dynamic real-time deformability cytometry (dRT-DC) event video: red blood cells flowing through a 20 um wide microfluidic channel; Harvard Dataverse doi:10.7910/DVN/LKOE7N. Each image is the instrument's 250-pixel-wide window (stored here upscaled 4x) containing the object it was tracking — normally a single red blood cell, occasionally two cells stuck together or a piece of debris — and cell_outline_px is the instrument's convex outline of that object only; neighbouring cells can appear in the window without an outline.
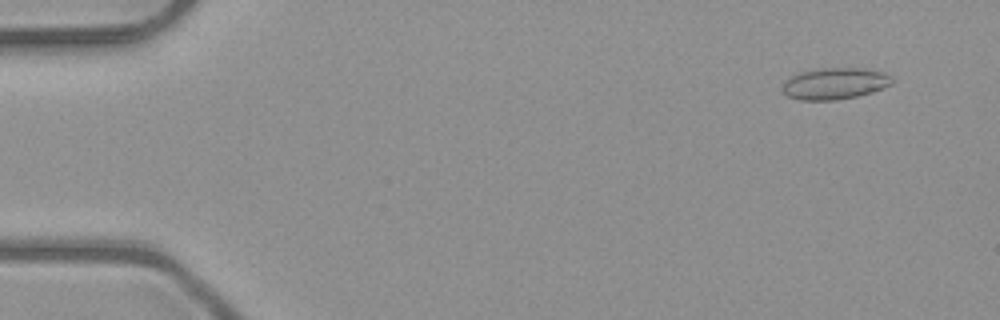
{"species": "common noctule bat (a hibernating species)", "species_latin": "Nyctalus noctula", "temperature_condition": "room temperature", "stored_images_in_passage": 51, "camera_frame_rate_fps": 3000, "um_per_image_px": 0.085, "animal": {"sex": "male", "body_mass_g": 23.1, "forearm_length_mm": 52.7}, "frame": {"image": 1, "passage_image": 4, "time_ms": 1.0, "image_size_px": [1000, 320], "cell_outline_px": [[892, 84], [884, 88], [872, 92], [856, 96], [836, 100], [800, 100], [788, 96], [784, 92], [784, 84], [792, 76], [800, 72], [820, 68], [864, 68], [884, 72], [892, 76]], "centroid_in_image_um": [71.01, 7.1], "position_along_channel_um": 14.0, "area_um2": 20.0}}
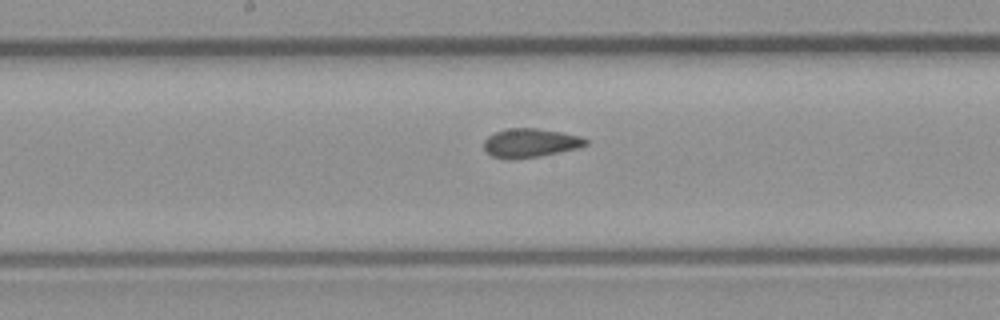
{"frame": {"image": 2, "passage_image": 27, "time_ms": 8.667, "image_size_px": [1000, 320], "cell_outline_px": [[588, 144], [576, 148], [536, 156], [492, 156], [484, 148], [484, 140], [488, 136], [504, 128], [536, 128], [560, 132], [580, 136], [588, 140]], "centroid_in_image_um": [45.09, 12.09], "position_along_channel_um": 203.1, "area_um2": 16.24}}
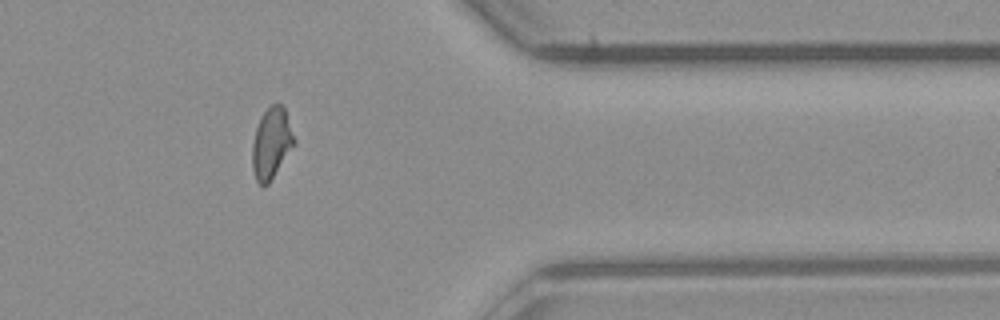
{"frame": {"image": 3, "passage_image": 42, "time_ms": 13.667, "image_size_px": [1000, 320], "cell_outline_px": [[296, 144], [268, 184], [264, 188], [256, 180], [252, 168], [252, 144], [256, 128], [264, 112], [272, 104], [280, 104], [284, 108], [296, 140]], "centroid_in_image_um": [23.08, 12.21], "position_along_channel_um": 388.3, "area_um2": 17.28}, "authors_computed_cell_mechanics": {"area_um2": 17.34, "velocity_mm_per_s": 4.0521, "shape_relaxation_time_tau1_ms": null, "shape_relaxation_time_tau2_ms": 1.5837, "deformation_change_tau1": null, "deformation_change_tau2": 0.0798}}